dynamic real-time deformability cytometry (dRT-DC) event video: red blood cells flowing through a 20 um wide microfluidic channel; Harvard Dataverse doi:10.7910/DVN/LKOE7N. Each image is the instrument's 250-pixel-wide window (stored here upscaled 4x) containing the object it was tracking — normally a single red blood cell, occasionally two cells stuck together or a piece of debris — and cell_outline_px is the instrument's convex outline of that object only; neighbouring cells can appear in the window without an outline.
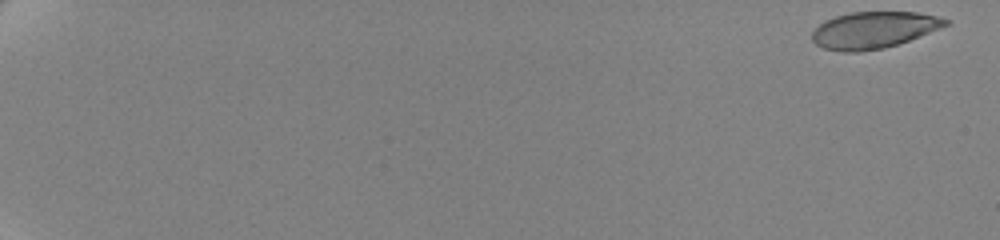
{"species": "human", "species_latin": "Homo sapiens", "temperature_condition": "cold", "stored_images_in_passage": 61, "camera_frame_rate_fps": 3000, "um_per_image_px": 0.085, "donor": {"sex": "female"}, "frame": {"image": 1, "passage_image": 1, "time_ms": 0.0, "image_size_px": [1000, 240], "cell_outline_px": [[952, 24], [908, 40], [884, 48], [856, 52], [840, 52], [824, 48], [816, 44], [812, 40], [812, 32], [824, 20], [836, 16], [852, 12], [916, 12], [940, 16], [952, 20]], "centroid_in_image_um": [74.3, 2.54], "position_along_channel_um": 10.7, "area_um2": 28.61}}
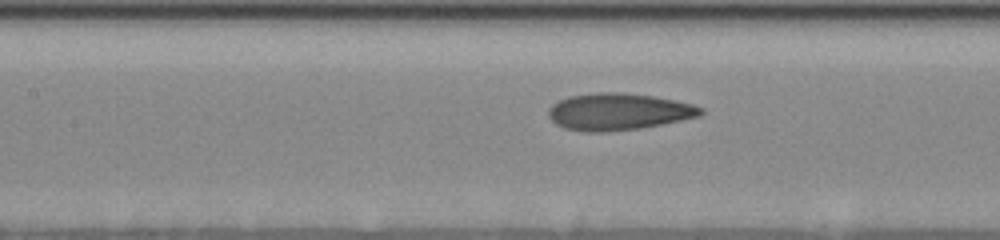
{"frame": {"image": 2, "passage_image": 32, "time_ms": 10.333, "image_size_px": [1000, 240], "cell_outline_px": [[704, 112], [700, 116], [640, 128], [604, 132], [584, 132], [564, 128], [556, 124], [548, 116], [548, 108], [552, 104], [568, 96], [596, 92], [624, 92], [652, 96], [676, 100], [692, 104], [704, 108]], "centroid_in_image_um": [52.54, 9.49], "position_along_channel_um": 154.9, "area_um2": 32.83}}
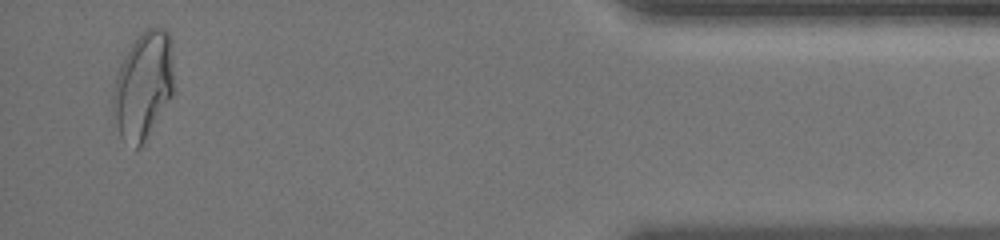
{"frame": {"image": 3, "passage_image": 59, "time_ms": 19.333, "image_size_px": [1000, 240], "cell_outline_px": [[172, 96], [144, 140], [136, 148], [120, 136], [112, 116], [112, 88], [124, 56], [132, 44], [148, 28], [164, 28], [168, 32], [172, 40]], "centroid_in_image_um": [12.15, 7.25], "position_along_channel_um": 423.0, "area_um2": 37.45}, "authors_computed_cell_mechanics": {"area_um2": 31.3276, "velocity_mm_per_s": 3.498, "shape_relaxation_time_tau1_ms": 5.5725, "shape_relaxation_time_tau2_ms": 1.251, "deformation_change_tau1": 0.1892, "deformation_change_tau2": 0.0804}}